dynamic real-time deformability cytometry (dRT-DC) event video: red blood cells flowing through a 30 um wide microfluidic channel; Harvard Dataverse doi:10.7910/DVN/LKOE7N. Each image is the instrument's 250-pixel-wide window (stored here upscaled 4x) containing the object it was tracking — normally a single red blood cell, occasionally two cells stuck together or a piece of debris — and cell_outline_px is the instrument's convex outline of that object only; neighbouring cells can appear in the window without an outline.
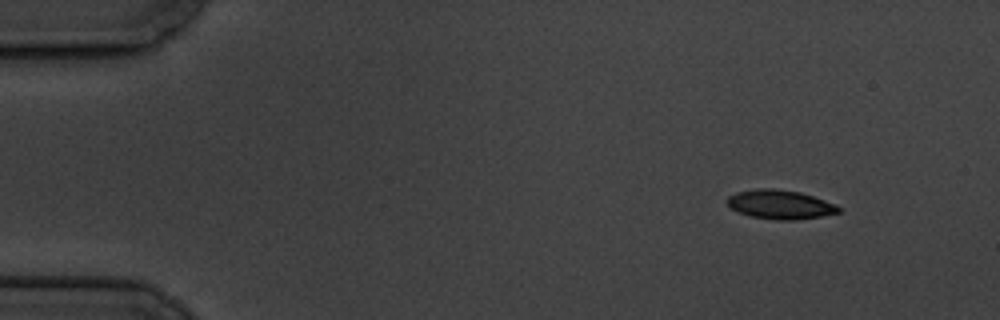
{"species": "common noctule bat (a hibernating species)", "species_latin": "Nyctalus noctula", "temperature_condition": "cold", "stored_images_in_passage": 52, "camera_frame_rate_fps": 3000, "um_per_image_px": 0.085, "animal": {"sex": "male", "body_mass_g": 19.5, "forearm_length_mm": 54.6}, "frame": {"image": 1, "passage_image": 1, "time_ms": 0.0, "image_size_px": [1000, 320], "cell_outline_px": [[840, 212], [820, 216], [796, 220], [776, 220], [752, 216], [740, 212], [732, 208], [724, 200], [728, 196], [736, 192], [760, 188], [772, 188], [800, 192], [836, 204], [840, 208]], "centroid_in_image_um": [66.3, 17.37], "position_along_channel_um": 18.7, "area_um2": 18.73}}
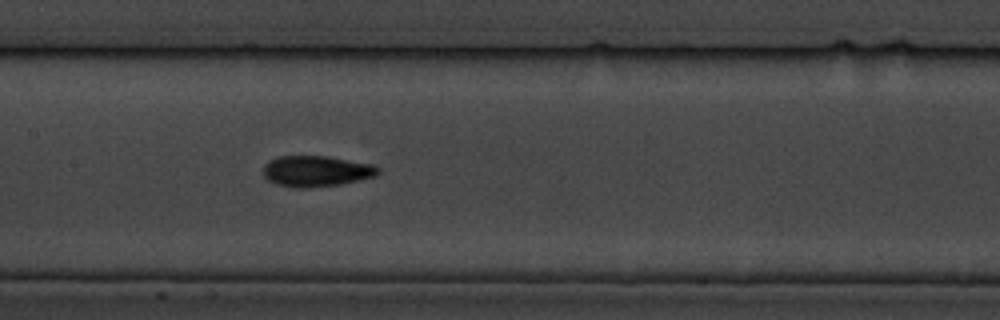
{"frame": {"image": 2, "passage_image": 23, "time_ms": 7.333, "image_size_px": [1000, 320], "cell_outline_px": [[380, 172], [376, 176], [360, 180], [340, 184], [308, 188], [296, 188], [276, 184], [268, 180], [264, 176], [264, 164], [268, 160], [280, 156], [328, 156], [372, 164], [380, 168]], "centroid_in_image_um": [26.89, 14.55], "position_along_channel_um": 180.5, "area_um2": 20.81}}
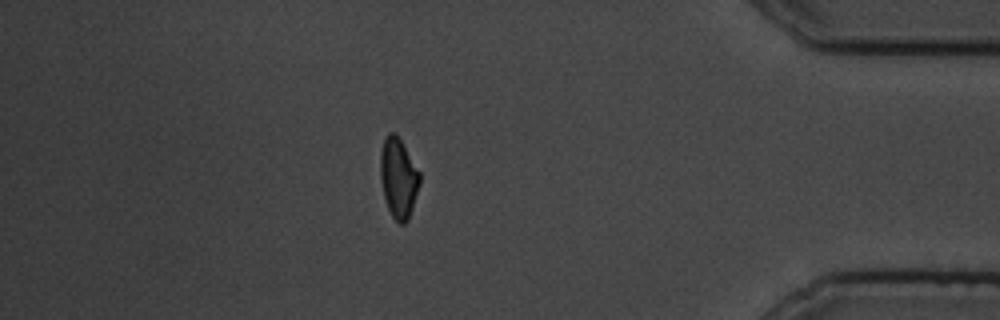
{"frame": {"image": 3, "passage_image": 45, "time_ms": 14.667, "image_size_px": [1000, 320], "cell_outline_px": [[420, 180], [412, 208], [408, 220], [404, 224], [400, 224], [392, 216], [388, 208], [384, 196], [380, 180], [380, 152], [384, 140], [388, 132], [392, 132], [400, 140], [420, 172]], "centroid_in_image_um": [33.85, 15.14], "position_along_channel_um": 401.4, "area_um2": 18.03}, "authors_computed_cell_mechanics": {"area_um2": 19.1318, "velocity_mm_per_s": 3.5036, "shape_relaxation_time_tau1_ms": 3.6785, "shape_relaxation_time_tau2_ms": 6.8831, "deformation_change_tau1": 0.1108, "deformation_change_tau2": 0.1192}}